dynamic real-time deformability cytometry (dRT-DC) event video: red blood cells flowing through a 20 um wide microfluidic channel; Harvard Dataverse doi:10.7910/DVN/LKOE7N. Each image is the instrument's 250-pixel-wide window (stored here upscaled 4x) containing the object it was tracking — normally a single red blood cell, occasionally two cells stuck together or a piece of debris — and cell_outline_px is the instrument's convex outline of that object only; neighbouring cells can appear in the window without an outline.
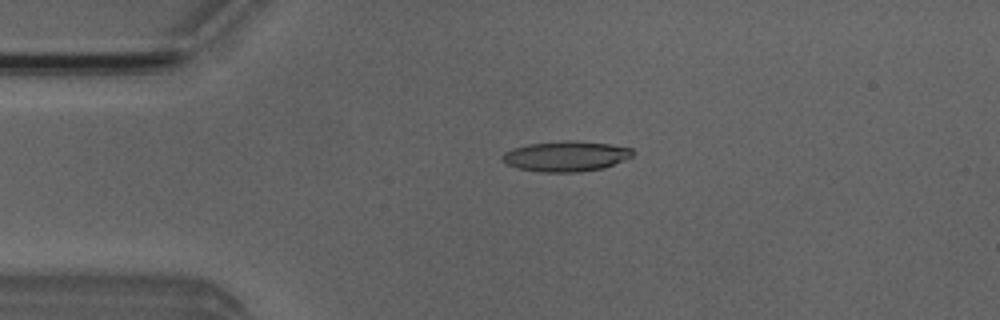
{"species": "Egyptian fruit bat (a non-hibernating species)", "species_latin": "Rousettus aegyptiacus", "temperature_condition": "room temperature", "stored_images_in_passage": 5, "camera_frame_rate_fps": 3000, "um_per_image_px": 0.085, "animal": {"sex": "male"}, "frame": {"image": 1, "passage_image": 3, "time_ms": 3.0, "image_size_px": [1000, 320], "cell_outline_px": [[636, 152], [632, 156], [604, 168], [580, 172], [540, 172], [520, 168], [508, 164], [500, 156], [504, 152], [512, 148], [528, 144], [568, 140], [608, 144], [632, 148]], "centroid_in_image_um": [48.11, 13.28], "position_along_channel_um": 36.9, "area_um2": 22.89}}